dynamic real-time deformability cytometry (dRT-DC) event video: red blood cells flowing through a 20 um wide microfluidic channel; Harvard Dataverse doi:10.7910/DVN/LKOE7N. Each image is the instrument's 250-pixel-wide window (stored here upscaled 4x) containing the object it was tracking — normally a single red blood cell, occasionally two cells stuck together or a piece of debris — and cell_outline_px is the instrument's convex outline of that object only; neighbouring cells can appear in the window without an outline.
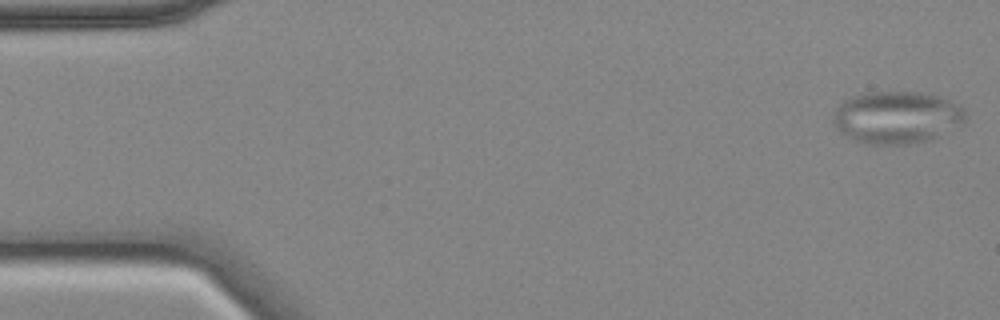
{"species": "common noctule bat (a hibernating species)", "species_latin": "Nyctalus noctula", "temperature_condition": "cold", "stored_images_in_passage": 56, "camera_frame_rate_fps": 3000, "um_per_image_px": 0.085, "animal": {"sex": "female", "body_mass_g": 18.4}, "frame": {"image": 1, "passage_image": 1, "time_ms": 0.0, "image_size_px": [1000, 320], "cell_outline_px": [[968, 120], [964, 124], [932, 140], [908, 144], [868, 144], [852, 140], [840, 132], [836, 128], [832, 120], [832, 116], [836, 108], [844, 100], [852, 96], [868, 92], [916, 92], [940, 96], [960, 104], [964, 108], [968, 116]], "centroid_in_image_um": [76.28, 9.99], "position_along_channel_um": 8.7, "area_um2": 41.1}}
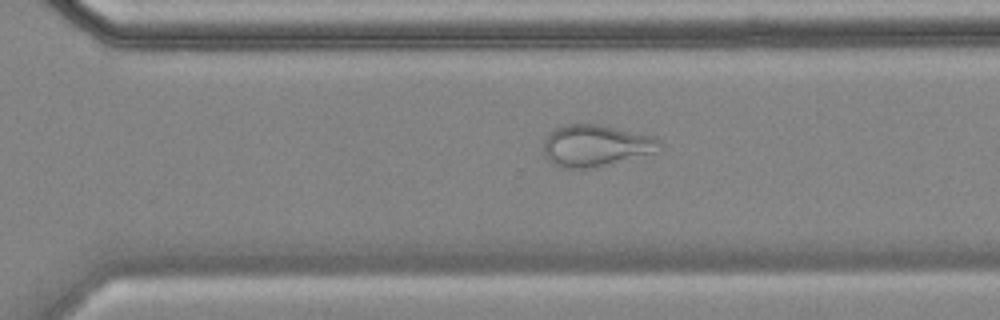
{"frame": {"image": 2, "passage_image": 38, "time_ms": 12.333, "image_size_px": [1000, 320], "cell_outline_px": [[664, 144], [660, 152], [592, 168], [560, 168], [552, 164], [544, 156], [544, 140], [552, 128], [560, 124], [600, 124], [656, 136]], "centroid_in_image_um": [50.67, 12.37], "position_along_channel_um": 319.9, "area_um2": 29.02}}
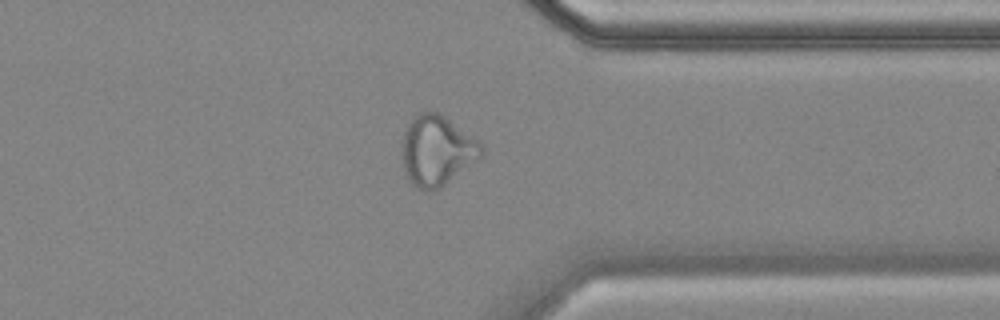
{"frame": {"image": 3, "passage_image": 43, "time_ms": 14.0, "image_size_px": [1000, 320], "cell_outline_px": [[484, 156], [440, 188], [432, 192], [416, 188], [408, 180], [400, 156], [400, 144], [404, 132], [412, 116], [420, 112], [436, 112], [444, 116], [480, 140], [484, 144]], "centroid_in_image_um": [37.13, 12.81], "position_along_channel_um": 374.3, "area_um2": 33.29}}